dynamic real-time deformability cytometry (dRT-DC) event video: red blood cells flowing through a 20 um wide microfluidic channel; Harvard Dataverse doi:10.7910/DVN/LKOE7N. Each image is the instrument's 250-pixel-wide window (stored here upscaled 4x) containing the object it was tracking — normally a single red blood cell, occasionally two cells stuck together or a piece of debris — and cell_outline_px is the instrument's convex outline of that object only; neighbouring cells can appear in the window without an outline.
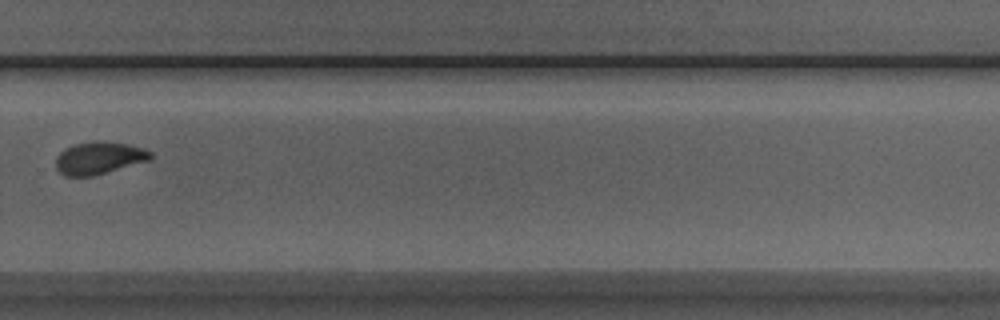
{"species": "Egyptian fruit bat (a non-hibernating species)", "species_latin": "Rousettus aegyptiacus", "temperature_condition": "room temperature", "stored_images_in_passage": 17, "camera_frame_rate_fps": 3000, "um_per_image_px": 0.085, "animal": {"sex": "male"}, "frame": {"image": 1, "passage_image": 12, "time_ms": 3.667, "image_size_px": [1000, 320], "cell_outline_px": [[152, 160], [92, 176], [64, 176], [56, 168], [56, 156], [60, 152], [76, 144], [96, 140], [100, 140], [128, 144], [144, 148], [152, 152]], "centroid_in_image_um": [8.45, 13.43], "position_along_channel_um": 321.3, "area_um2": 17.98}}
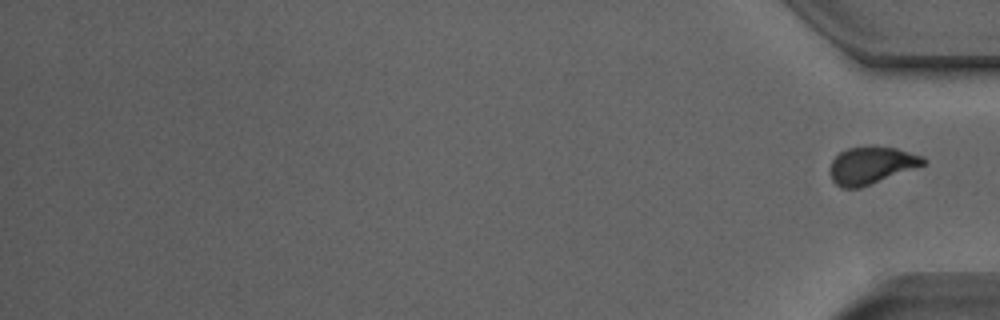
{"frame": {"image": 2, "passage_image": 17, "time_ms": 5.333, "image_size_px": [1000, 320], "cell_outline_px": [[928, 160], [924, 164], [860, 188], [840, 188], [832, 180], [832, 160], [840, 152], [848, 148], [896, 148], [924, 156]], "centroid_in_image_um": [74.08, 14.07], "position_along_channel_um": 361.1, "area_um2": 19.54}}